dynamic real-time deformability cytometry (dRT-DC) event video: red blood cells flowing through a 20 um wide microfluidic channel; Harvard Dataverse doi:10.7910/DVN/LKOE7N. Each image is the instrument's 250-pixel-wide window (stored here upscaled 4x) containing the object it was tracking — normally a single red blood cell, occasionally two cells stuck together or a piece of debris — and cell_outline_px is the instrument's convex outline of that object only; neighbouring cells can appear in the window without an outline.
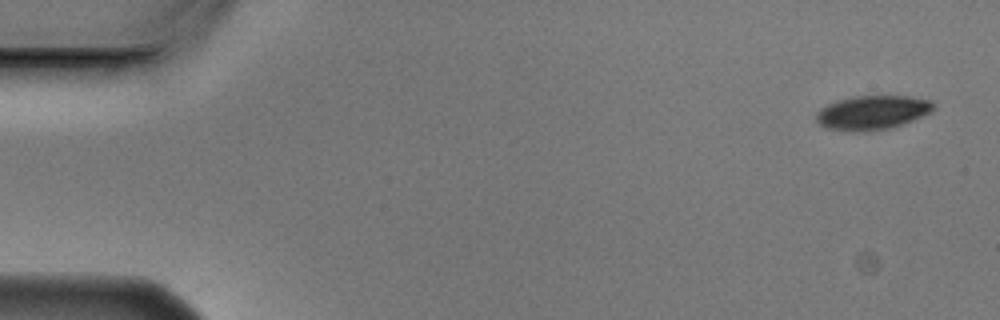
{"species": "Egyptian fruit bat (a non-hibernating species)", "species_latin": "Rousettus aegyptiacus", "temperature_condition": "cold", "stored_images_in_passage": 4, "camera_frame_rate_fps": 3000, "um_per_image_px": 0.085, "animal": {"sex": "male"}, "frame": {"image": 1, "passage_image": 1, "time_ms": 0.0, "image_size_px": [1000, 320], "cell_outline_px": [[936, 108], [932, 112], [912, 120], [888, 128], [824, 128], [816, 120], [816, 112], [820, 108], [836, 100], [852, 96], [912, 96], [932, 100], [936, 104]], "centroid_in_image_um": [74.21, 9.49], "position_along_channel_um": 10.8, "area_um2": 22.54}}
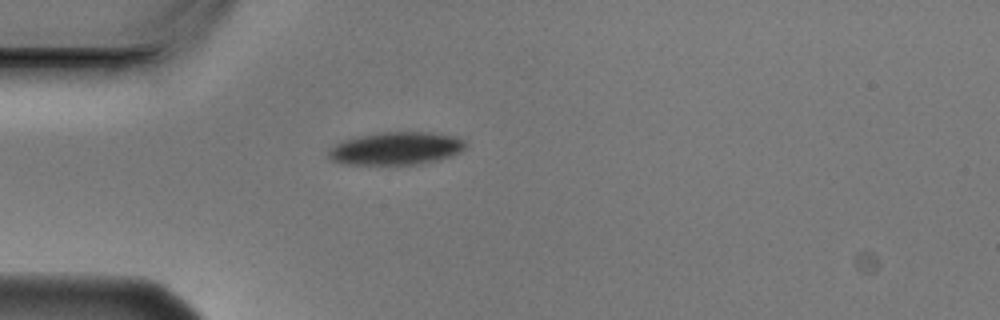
{"frame": {"image": 2, "passage_image": 4, "time_ms": 1.0, "image_size_px": [1000, 320], "cell_outline_px": [[464, 148], [460, 152], [452, 156], [440, 160], [420, 164], [348, 164], [332, 160], [328, 156], [328, 148], [344, 140], [356, 136], [380, 132], [432, 132], [452, 136], [464, 140]], "centroid_in_image_um": [33.66, 12.61], "position_along_channel_um": 51.3, "area_um2": 26.18}}